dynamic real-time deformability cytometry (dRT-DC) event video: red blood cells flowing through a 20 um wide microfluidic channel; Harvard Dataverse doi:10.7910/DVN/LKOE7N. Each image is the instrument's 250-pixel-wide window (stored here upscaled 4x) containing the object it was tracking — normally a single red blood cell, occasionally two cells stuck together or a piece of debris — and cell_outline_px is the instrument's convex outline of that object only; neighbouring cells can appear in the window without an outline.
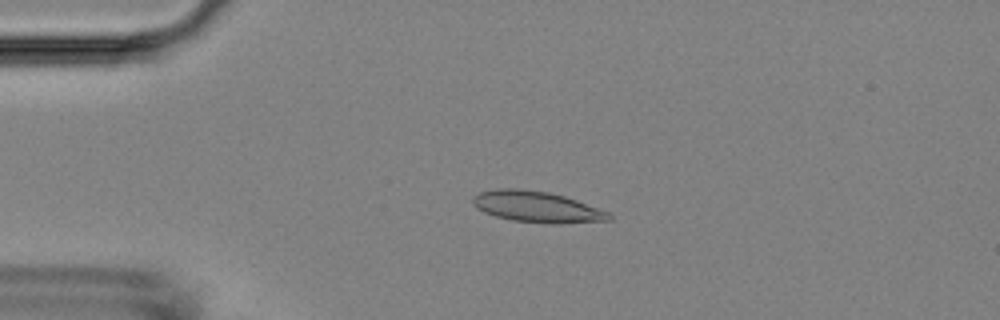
{"species": "Egyptian fruit bat (a non-hibernating species)", "species_latin": "Rousettus aegyptiacus", "temperature_condition": "room temperature", "stored_images_in_passage": 53, "camera_frame_rate_fps": 3000, "um_per_image_px": 0.085, "animal": {"sex": "female"}, "frame": {"image": 1, "passage_image": 12, "time_ms": 3.667, "image_size_px": [1000, 320], "cell_outline_px": [[612, 220], [560, 224], [552, 224], [512, 220], [496, 216], [484, 212], [476, 208], [472, 204], [472, 196], [480, 192], [496, 188], [520, 188], [548, 192], [564, 196], [576, 200], [608, 212], [612, 216]], "centroid_in_image_um": [45.6, 17.58], "position_along_channel_um": 39.4, "area_um2": 24.74}}
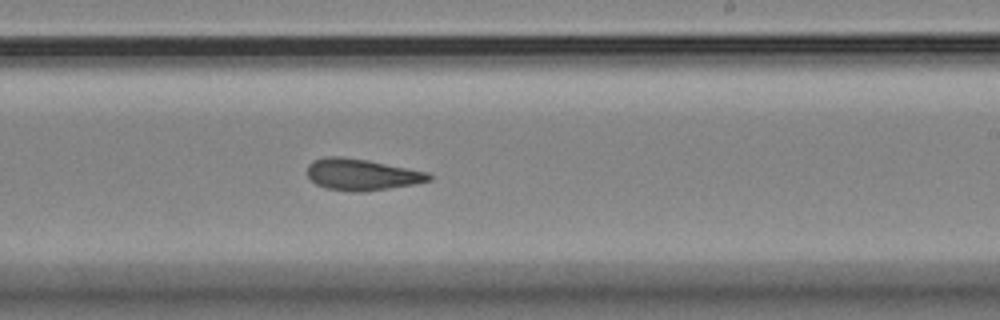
{"frame": {"image": 2, "passage_image": 32, "time_ms": 10.333, "image_size_px": [1000, 320], "cell_outline_px": [[432, 180], [416, 184], [364, 192], [352, 192], [324, 188], [316, 184], [308, 176], [308, 164], [312, 160], [324, 156], [340, 156], [368, 160], [428, 172], [432, 176]], "centroid_in_image_um": [30.74, 14.84], "position_along_channel_um": 258.3, "area_um2": 22.54}}
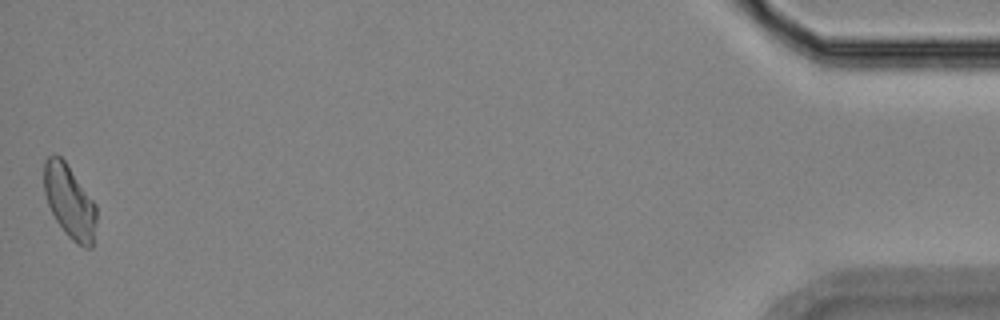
{"frame": {"image": 3, "passage_image": 53, "time_ms": 17.333, "image_size_px": [1000, 320], "cell_outline_px": [[96, 220], [92, 248], [84, 248], [76, 244], [64, 232], [56, 220], [48, 204], [44, 192], [44, 160], [52, 152], [56, 152], [64, 160], [96, 204]], "centroid_in_image_um": [5.9, 17.12], "position_along_channel_um": 429.3, "area_um2": 22.48}, "authors_computed_cell_mechanics": {"area_um2": 22.7732, "velocity_mm_per_s": 3.7185, "shape_relaxation_time_tau1_ms": 7.7017, "shape_relaxation_time_tau2_ms": 2.7636, "deformation_change_tau1": 0.1591, "deformation_change_tau2": 0.0818}}